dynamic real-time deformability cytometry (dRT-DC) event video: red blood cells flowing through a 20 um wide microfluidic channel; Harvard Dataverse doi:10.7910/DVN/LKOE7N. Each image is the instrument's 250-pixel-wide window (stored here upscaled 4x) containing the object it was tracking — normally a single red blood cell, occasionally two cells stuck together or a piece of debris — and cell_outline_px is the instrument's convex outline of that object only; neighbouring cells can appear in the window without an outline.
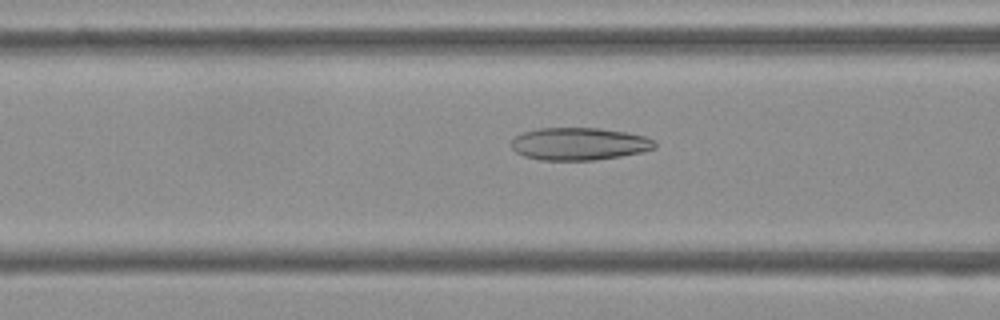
{"species": "Egyptian fruit bat (a non-hibernating species)", "species_latin": "Rousettus aegyptiacus", "temperature_condition": "cold", "stored_images_in_passage": 52, "camera_frame_rate_fps": 3000, "um_per_image_px": 0.085, "frame": {"image": 1, "passage_image": 20, "time_ms": 6.333, "image_size_px": [1000, 320], "cell_outline_px": [[656, 148], [640, 152], [620, 156], [592, 160], [540, 160], [524, 156], [516, 152], [512, 148], [512, 140], [516, 136], [524, 132], [536, 128], [600, 128], [628, 132], [644, 136], [656, 140]], "centroid_in_image_um": [49.24, 12.22], "position_along_channel_um": 117.4, "area_um2": 27.22}}
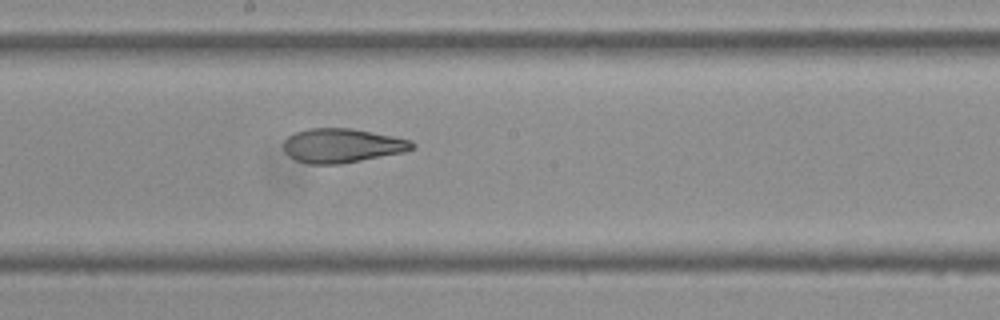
{"frame": {"image": 2, "passage_image": 28, "time_ms": 9.0, "image_size_px": [1000, 320], "cell_outline_px": [[416, 148], [404, 152], [340, 164], [308, 164], [296, 160], [288, 156], [284, 148], [284, 140], [288, 136], [296, 132], [308, 128], [352, 128], [412, 140], [416, 144]], "centroid_in_image_um": [29.09, 12.37], "position_along_channel_um": 219.1, "area_um2": 25.66}}
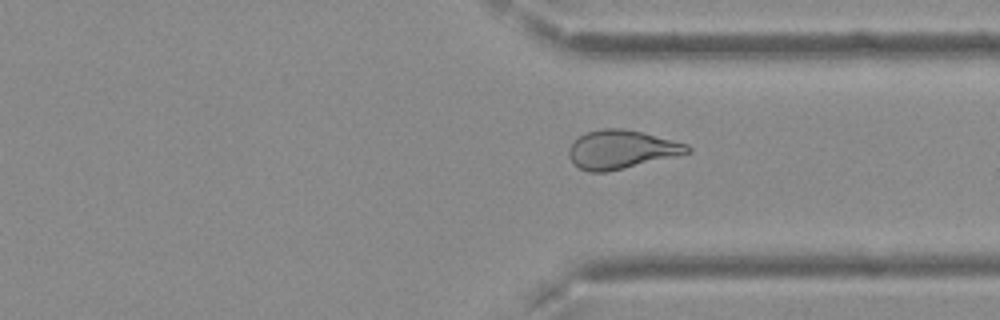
{"frame": {"image": 3, "passage_image": 39, "time_ms": 12.667, "image_size_px": [1000, 320], "cell_outline_px": [[692, 152], [624, 168], [604, 172], [588, 172], [572, 164], [568, 156], [568, 148], [584, 132], [600, 128], [620, 128], [640, 132], [688, 144], [692, 148]], "centroid_in_image_um": [52.78, 12.7], "position_along_channel_um": 358.6, "area_um2": 26.53}, "authors_computed_cell_mechanics": {"area_um2": 28.2064, "velocity_mm_per_s": 3.8063, "shape_relaxation_time_tau1_ms": null, "shape_relaxation_time_tau2_ms": 1.8204, "deformation_change_tau1": null, "deformation_change_tau2": 0.0788}}